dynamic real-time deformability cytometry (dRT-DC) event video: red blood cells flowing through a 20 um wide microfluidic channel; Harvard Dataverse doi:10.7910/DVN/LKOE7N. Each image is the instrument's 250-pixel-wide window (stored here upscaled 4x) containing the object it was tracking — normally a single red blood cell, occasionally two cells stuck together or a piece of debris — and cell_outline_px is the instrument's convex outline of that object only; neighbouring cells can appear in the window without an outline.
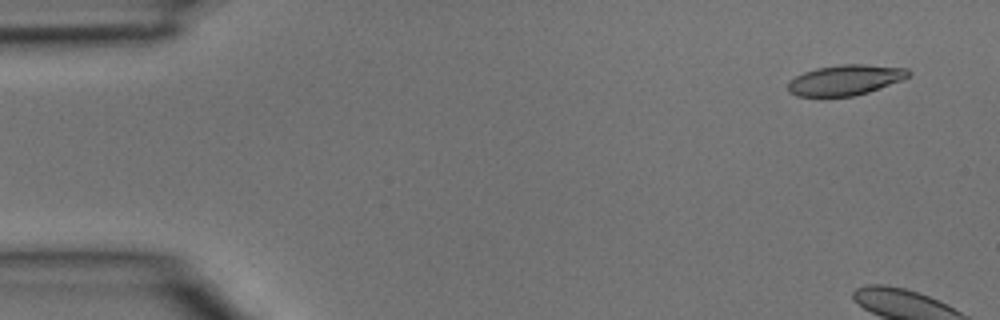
{"species": "common noctule bat (a hibernating species)", "species_latin": "Nyctalus noctula", "temperature_condition": "room temperature", "stored_images_in_passage": 4, "camera_frame_rate_fps": 3000, "um_per_image_px": 0.085, "animal": {"sex": "male", "body_mass_g": 15.6}, "frame": {"image": 1, "passage_image": 1, "time_ms": 0.0, "image_size_px": [1000, 320], "cell_outline_px": [[912, 72], [908, 76], [900, 80], [880, 88], [868, 92], [852, 96], [796, 96], [788, 92], [788, 80], [804, 72], [816, 68], [840, 64], [864, 64], [908, 68]], "centroid_in_image_um": [71.83, 6.79], "position_along_channel_um": 13.2, "area_um2": 21.33}}